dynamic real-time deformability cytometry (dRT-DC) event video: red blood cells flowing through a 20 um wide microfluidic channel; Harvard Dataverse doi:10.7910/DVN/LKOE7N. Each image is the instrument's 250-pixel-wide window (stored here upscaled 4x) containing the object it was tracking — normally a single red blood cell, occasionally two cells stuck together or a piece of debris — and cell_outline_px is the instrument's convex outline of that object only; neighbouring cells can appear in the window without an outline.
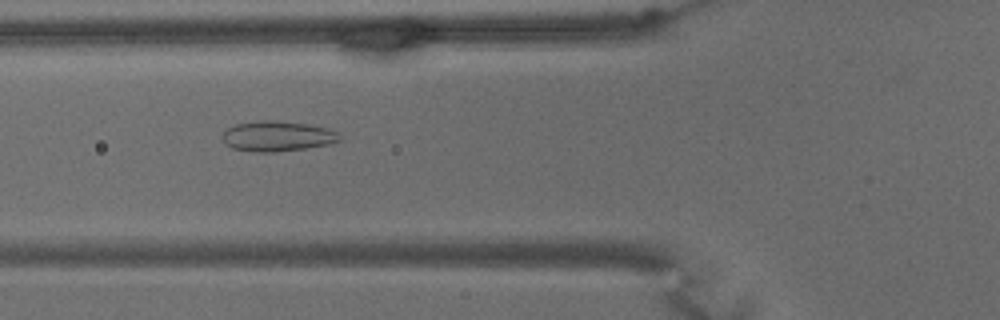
{"species": "common noctule bat (a hibernating species)", "species_latin": "Nyctalus noctula", "temperature_condition": "warm", "stored_images_in_passage": 58, "camera_frame_rate_fps": 3000, "um_per_image_px": 0.085, "animal": {"sex": "male", "body_mass_g": 15.6}, "frame": {"image": 1, "passage_image": 19, "time_ms": 6.0, "image_size_px": [1000, 320], "cell_outline_px": [[340, 140], [328, 144], [304, 148], [276, 152], [256, 152], [232, 148], [224, 144], [220, 136], [228, 128], [236, 124], [264, 120], [276, 120], [308, 124], [328, 128], [340, 132]], "centroid_in_image_um": [23.56, 11.57], "position_along_channel_um": 102.2, "area_um2": 20.75}}
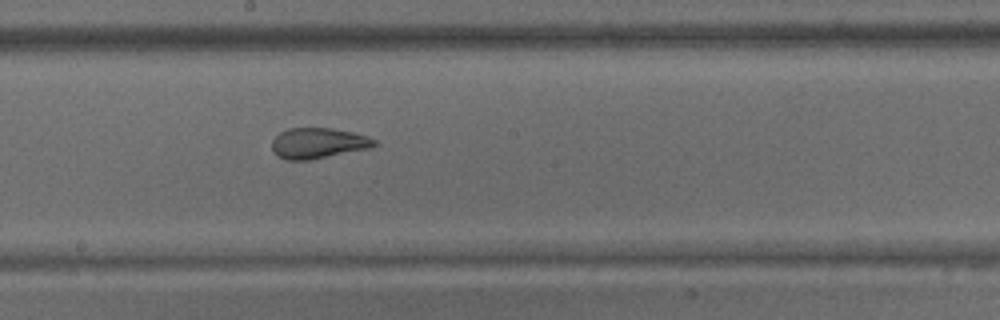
{"frame": {"image": 2, "passage_image": 30, "time_ms": 9.667, "image_size_px": [1000, 320], "cell_outline_px": [[376, 144], [372, 148], [308, 160], [284, 160], [276, 156], [272, 152], [272, 140], [280, 132], [288, 128], [332, 128], [352, 132], [376, 140]], "centroid_in_image_um": [27.0, 12.18], "position_along_channel_um": 221.2, "area_um2": 18.32}}
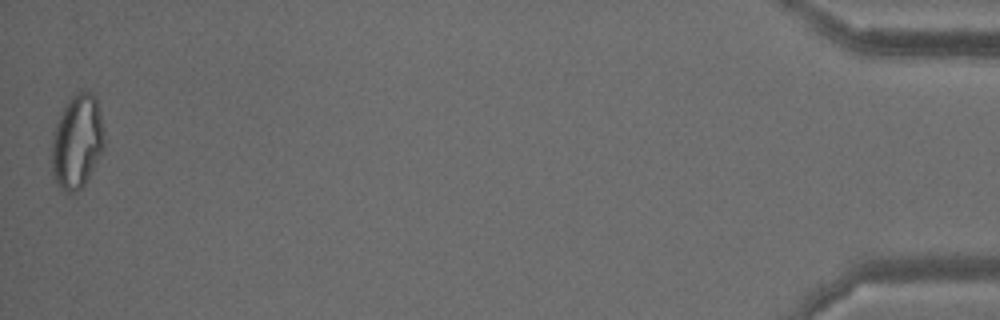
{"frame": {"image": 3, "passage_image": 58, "time_ms": 19.0, "image_size_px": [1000, 320], "cell_outline_px": [[104, 148], [84, 184], [80, 188], [72, 192], [68, 192], [60, 188], [56, 184], [52, 176], [52, 140], [56, 124], [68, 96], [76, 92], [92, 92], [96, 100], [104, 132]], "centroid_in_image_um": [6.53, 12.02], "position_along_channel_um": 428.7, "area_um2": 28.55}, "authors_computed_cell_mechanics": {"area_um2": 23.2067, "velocity_mm_per_s": 3.2363, "shape_relaxation_time_tau1_ms": null, "shape_relaxation_time_tau2_ms": 0.964, "deformation_change_tau1": null, "deformation_change_tau2": 0.0774}}